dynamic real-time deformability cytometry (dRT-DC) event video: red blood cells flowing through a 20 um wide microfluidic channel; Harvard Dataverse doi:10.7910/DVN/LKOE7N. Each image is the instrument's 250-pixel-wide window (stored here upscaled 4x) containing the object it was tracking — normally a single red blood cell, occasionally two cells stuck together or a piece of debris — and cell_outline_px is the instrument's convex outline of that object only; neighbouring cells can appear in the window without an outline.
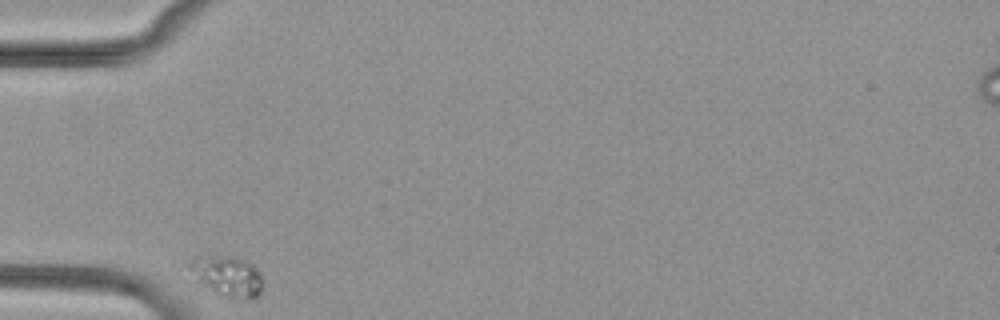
{"species": "common noctule bat (a hibernating species)", "species_latin": "Nyctalus noctula", "temperature_condition": "cold", "stored_images_in_passage": 2, "camera_frame_rate_fps": 3000, "um_per_image_px": 0.085, "animal": {"sex": "female", "body_mass_g": 29.2, "forearm_length_mm": 56.3}, "frame": {"image": 1, "passage_image": 1, "time_ms": 0.0, "image_size_px": [1000, 320], "cell_outline_px": [[260, 292], [256, 296], [220, 296], [196, 280], [188, 268], [188, 264], [208, 256], [232, 256], [244, 260], [252, 264], [260, 272]], "centroid_in_image_um": [19.3, 23.44], "position_along_channel_um": 65.7, "area_um2": 16.3}}